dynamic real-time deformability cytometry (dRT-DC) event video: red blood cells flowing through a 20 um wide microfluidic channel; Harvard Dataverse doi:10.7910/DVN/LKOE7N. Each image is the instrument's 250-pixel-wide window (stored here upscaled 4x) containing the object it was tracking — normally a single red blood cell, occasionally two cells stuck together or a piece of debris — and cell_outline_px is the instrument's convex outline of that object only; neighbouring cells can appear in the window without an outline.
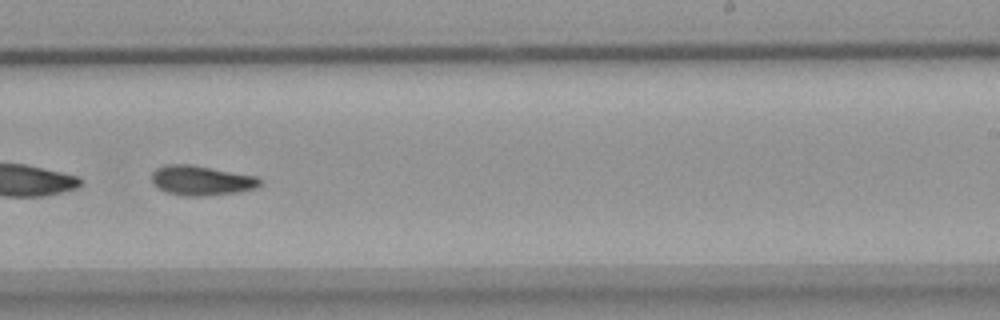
{"species": "common noctule bat (a hibernating species)", "species_latin": "Nyctalus noctula", "temperature_condition": "warm", "stored_images_in_passage": 54, "segment_of_instrument_passage": [2, 2], "camera_frame_rate_fps": 3000, "um_per_image_px": 0.085, "animal": {"sex": "female", "body_mass_g": 18.4}, "frame": {"image": 1, "passage_image": 34, "time_ms": 11.0, "image_size_px": [1000, 320], "cell_outline_px": [[260, 184], [256, 188], [236, 192], [204, 196], [184, 196], [168, 192], [152, 184], [152, 172], [156, 168], [168, 164], [188, 164], [256, 176], [260, 180]], "centroid_in_image_um": [17.08, 15.34], "position_along_channel_um": 271.9, "area_um2": 18.5}}